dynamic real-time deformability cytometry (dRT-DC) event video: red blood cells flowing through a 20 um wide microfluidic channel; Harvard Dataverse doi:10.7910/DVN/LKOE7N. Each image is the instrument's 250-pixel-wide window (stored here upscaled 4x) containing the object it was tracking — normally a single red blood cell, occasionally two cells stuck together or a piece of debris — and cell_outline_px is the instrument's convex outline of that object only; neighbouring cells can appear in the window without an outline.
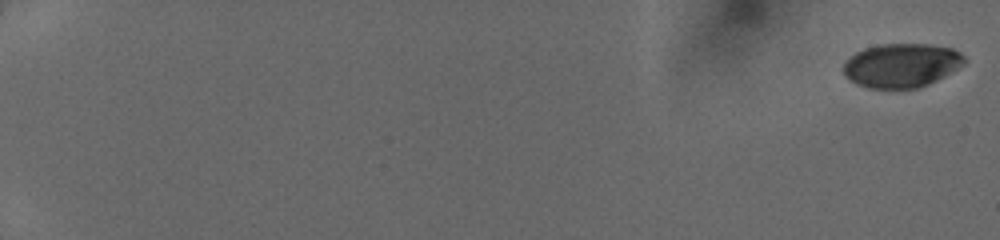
{"species": "human", "species_latin": "Homo sapiens", "temperature_condition": "cold", "stored_images_in_passage": 43, "camera_frame_rate_fps": 3000, "um_per_image_px": 0.085, "donor": {"sex": "female"}, "frame": {"image": 1, "passage_image": 1, "time_ms": 0.0, "image_size_px": [1000, 240], "cell_outline_px": [[964, 64], [944, 76], [928, 84], [916, 88], [868, 88], [856, 84], [844, 72], [844, 64], [856, 52], [864, 48], [880, 44], [928, 44], [952, 48], [960, 52], [964, 56]], "centroid_in_image_um": [76.64, 5.55], "position_along_channel_um": 8.4, "area_um2": 30.63}}
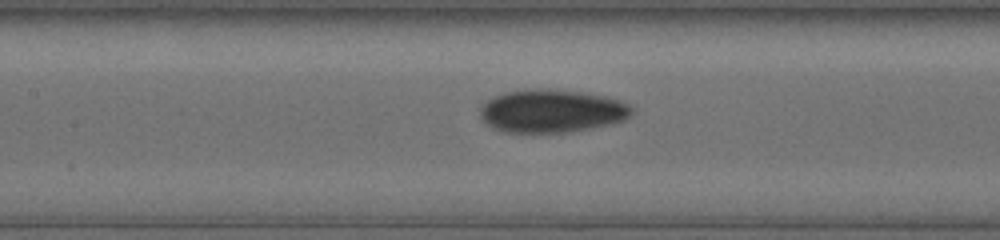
{"frame": {"image": 2, "passage_image": 26, "time_ms": 9.0, "image_size_px": [1000, 240], "cell_outline_px": [[632, 112], [624, 120], [612, 124], [592, 128], [568, 132], [504, 132], [492, 128], [480, 116], [480, 108], [488, 100], [504, 92], [528, 88], [548, 88], [584, 92], [608, 96], [628, 104], [632, 108]], "centroid_in_image_um": [46.9, 9.42], "position_along_channel_um": 160.5, "area_um2": 38.26}}
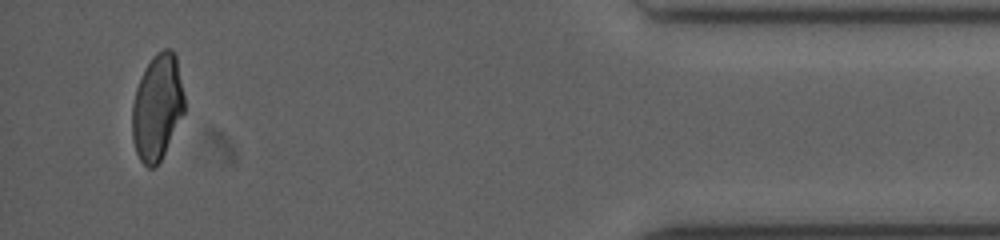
{"frame": {"image": 3, "passage_image": 43, "time_ms": 16.333, "image_size_px": [1000, 240], "cell_outline_px": [[184, 112], [156, 168], [148, 168], [140, 160], [136, 152], [132, 140], [132, 104], [136, 88], [152, 56], [156, 52], [164, 48], [172, 48], [176, 56], [184, 96]], "centroid_in_image_um": [13.35, 9.11], "position_along_channel_um": 421.8, "area_um2": 32.02}}